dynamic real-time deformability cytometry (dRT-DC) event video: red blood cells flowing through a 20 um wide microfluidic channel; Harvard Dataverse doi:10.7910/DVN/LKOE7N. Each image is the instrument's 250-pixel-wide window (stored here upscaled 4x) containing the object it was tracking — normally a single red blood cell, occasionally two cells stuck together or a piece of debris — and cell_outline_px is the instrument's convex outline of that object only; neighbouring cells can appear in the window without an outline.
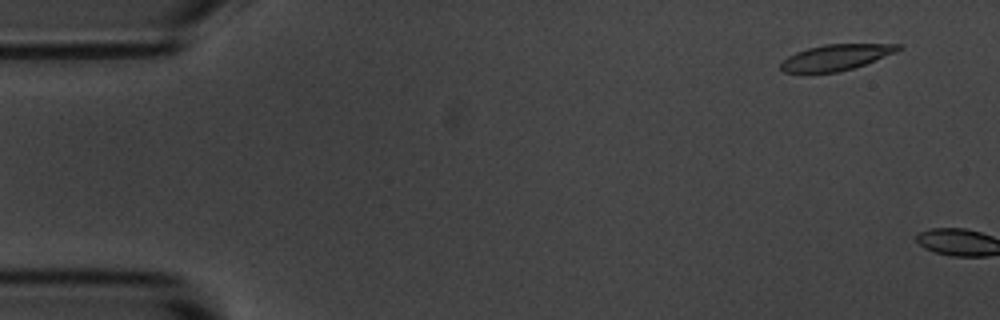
{"species": "common noctule bat (a hibernating species)", "species_latin": "Nyctalus noctula", "temperature_condition": "room temperature", "stored_images_in_passage": 3, "camera_frame_rate_fps": 3000, "um_per_image_px": 0.085, "animal": {"sex": "male", "body_mass_g": 20.1, "forearm_length_mm": 53.5}, "frame": {"image": 1, "passage_image": 2, "time_ms": 1.0, "image_size_px": [1000, 320], "cell_outline_px": [[904, 48], [896, 52], [864, 64], [840, 72], [784, 72], [780, 68], [780, 64], [788, 56], [796, 52], [808, 48], [824, 44], [904, 44]], "centroid_in_image_um": [71.09, 4.86], "position_along_channel_um": 13.9, "area_um2": 17.57}}